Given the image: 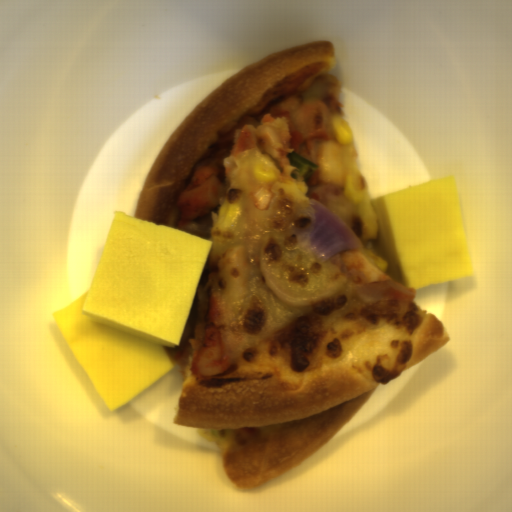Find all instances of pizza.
<instances>
[{
	"mask_svg": "<svg viewBox=\"0 0 512 512\" xmlns=\"http://www.w3.org/2000/svg\"><path fill=\"white\" fill-rule=\"evenodd\" d=\"M332 40L267 55L227 77L169 136L146 174L133 217L173 228L177 200L203 162L223 165L226 197L212 211L206 262L220 274L210 319L226 356L213 378L164 347L182 380L174 420L216 448L227 479L251 489L301 465L326 445L388 381L448 345L438 318L416 290L382 272L360 251L326 261L315 254L311 202L336 186L319 155L337 142L333 115L346 120ZM316 164L297 181L286 152ZM269 154L278 170L257 182ZM240 217L216 230L222 203ZM269 271L296 293H314L341 275L334 297L302 307L279 301Z\"/></svg>",
	"mask_w": 512,
	"mask_h": 512,
	"instance_id": "obj_1",
	"label": "pizza"
}]
</instances>
